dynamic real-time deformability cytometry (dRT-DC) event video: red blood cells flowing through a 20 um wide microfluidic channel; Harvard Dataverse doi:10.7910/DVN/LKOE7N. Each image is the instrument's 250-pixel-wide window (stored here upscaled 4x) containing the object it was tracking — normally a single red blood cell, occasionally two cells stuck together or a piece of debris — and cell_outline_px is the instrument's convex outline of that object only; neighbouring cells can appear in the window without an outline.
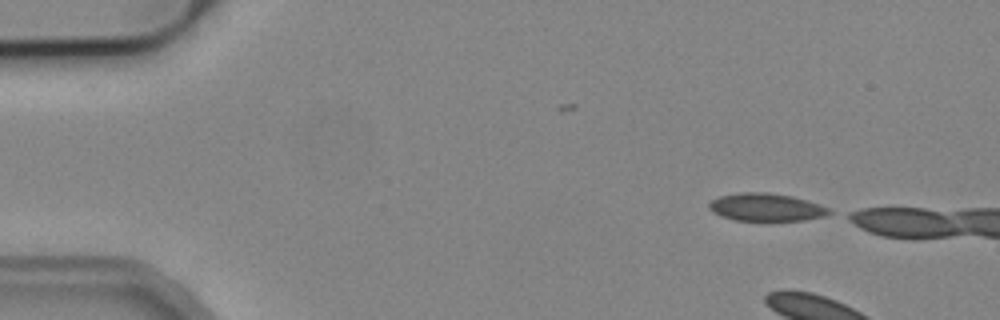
{"species": "common noctule bat (a hibernating species)", "species_latin": "Nyctalus noctula", "temperature_condition": "cold", "stored_images_in_passage": 2, "camera_frame_rate_fps": 3000, "um_per_image_px": 0.085, "animal": {"sex": "male", "body_mass_g": 19.2, "forearm_length_mm": 51.8}, "frame": {"image": 1, "passage_image": 2, "time_ms": 1.333, "image_size_px": [1000, 320], "cell_outline_px": [[832, 212], [824, 216], [804, 220], [768, 224], [764, 224], [736, 220], [720, 216], [712, 212], [708, 208], [708, 204], [712, 200], [720, 196], [740, 192], [768, 192], [792, 196], [808, 200], [820, 204], [828, 208]], "centroid_in_image_um": [65.12, 17.66], "position_along_channel_um": 19.9, "area_um2": 20.46}}